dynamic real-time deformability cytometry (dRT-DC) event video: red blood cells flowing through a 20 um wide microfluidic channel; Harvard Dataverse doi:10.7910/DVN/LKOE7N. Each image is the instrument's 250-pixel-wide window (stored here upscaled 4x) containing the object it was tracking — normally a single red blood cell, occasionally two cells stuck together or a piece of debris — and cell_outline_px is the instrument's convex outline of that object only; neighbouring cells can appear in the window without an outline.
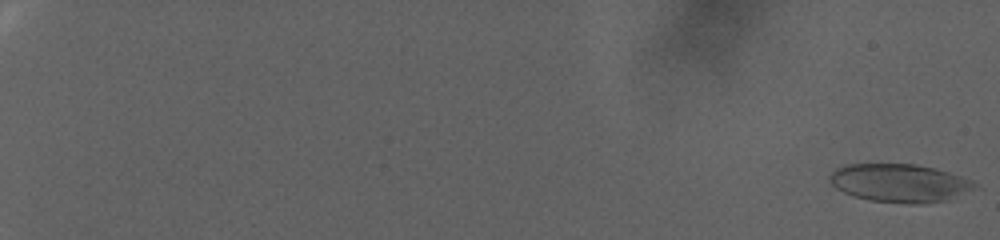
{"species": "human", "species_latin": "Homo sapiens", "temperature_condition": "warm", "stored_images_in_passage": 97, "camera_frame_rate_fps": 3000, "um_per_image_px": 0.085, "donor": {"sex": "female"}, "frame": {"image": 1, "passage_image": 1, "time_ms": 0.0, "image_size_px": [1000, 240], "cell_outline_px": [[976, 188], [944, 200], [920, 204], [908, 204], [868, 200], [852, 196], [836, 188], [828, 180], [828, 176], [836, 168], [844, 164], [916, 164], [936, 168], [972, 180], [976, 184]], "centroid_in_image_um": [76.41, 15.55], "position_along_channel_um": 8.6, "area_um2": 32.31}}
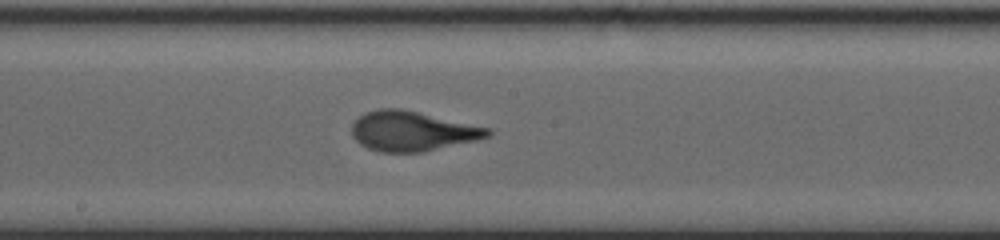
{"frame": {"image": 2, "passage_image": 61, "time_ms": 20.0, "image_size_px": [1000, 240], "cell_outline_px": [[492, 136], [476, 140], [424, 152], [380, 152], [368, 148], [360, 144], [352, 136], [352, 124], [364, 112], [380, 108], [400, 108], [492, 128]], "centroid_in_image_um": [35.06, 11.14], "position_along_channel_um": 213.1, "area_um2": 31.67}}
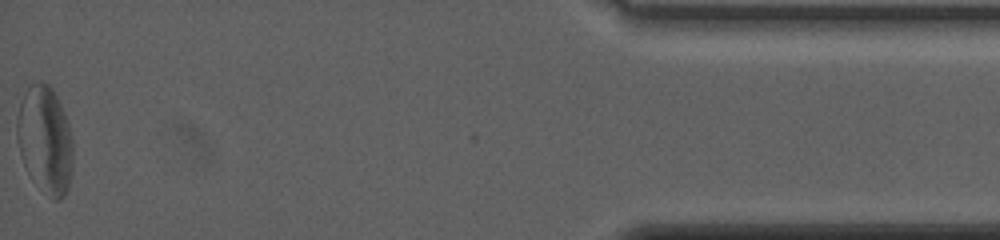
{"frame": {"image": 3, "passage_image": 97, "time_ms": 32.0, "image_size_px": [1000, 240], "cell_outline_px": [[72, 172], [68, 188], [64, 196], [60, 200], [52, 200], [32, 180], [24, 164], [16, 140], [16, 120], [20, 100], [24, 92], [32, 84], [40, 80], [48, 84], [52, 88], [64, 112], [68, 124], [72, 140]], "centroid_in_image_um": [3.81, 11.89], "position_along_channel_um": 431.4, "area_um2": 35.32}, "authors_computed_cell_mechanics": {"area_um2": 31.9056, "velocity_mm_per_s": 2.3543, "shape_relaxation_time_tau1_ms": 9.6096, "shape_relaxation_time_tau2_ms": null, "deformation_change_tau1": 0.2935, "deformation_change_tau2": null}}